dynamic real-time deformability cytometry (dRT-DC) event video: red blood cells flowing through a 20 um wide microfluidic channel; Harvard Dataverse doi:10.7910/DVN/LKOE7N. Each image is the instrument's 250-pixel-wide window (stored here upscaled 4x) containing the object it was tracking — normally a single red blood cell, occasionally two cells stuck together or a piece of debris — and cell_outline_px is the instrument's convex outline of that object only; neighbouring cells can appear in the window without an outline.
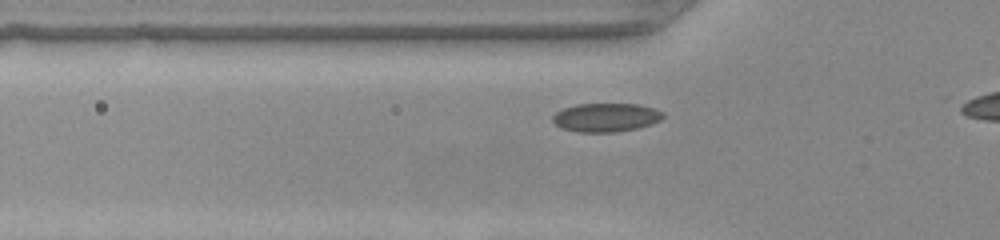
{"species": "common noctule bat (a hibernating species)", "species_latin": "Nyctalus noctula", "temperature_condition": "warm", "stored_images_in_passage": 33, "camera_frame_rate_fps": 3000, "um_per_image_px": 0.085, "animal": {"sex": "female", "body_mass_g": 22.0, "forearm_length_mm": 56.7}, "frame": {"image": 1, "passage_image": 9, "time_ms": 2.667, "image_size_px": [1000, 240], "cell_outline_px": [[664, 116], [660, 120], [652, 124], [636, 128], [616, 132], [580, 132], [560, 128], [552, 120], [552, 116], [556, 112], [564, 108], [576, 104], [636, 104], [652, 108], [664, 112]], "centroid_in_image_um": [51.49, 9.98], "position_along_channel_um": 74.3, "area_um2": 18.38}}
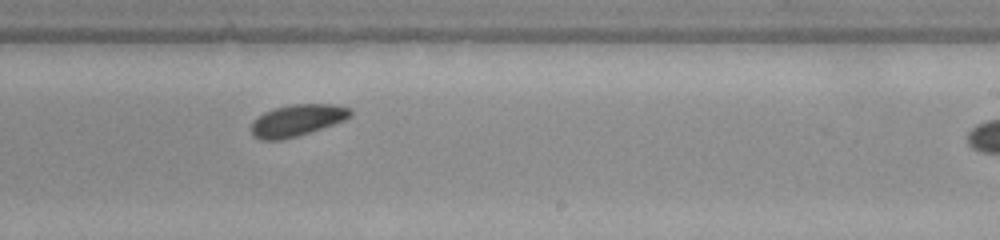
{"frame": {"image": 2, "passage_image": 23, "time_ms": 7.333, "image_size_px": [1000, 240], "cell_outline_px": [[352, 116], [344, 120], [296, 136], [280, 140], [260, 140], [252, 136], [252, 120], [264, 112], [272, 108], [292, 104], [336, 104], [352, 108]], "centroid_in_image_um": [25.24, 10.21], "position_along_channel_um": 263.8, "area_um2": 18.32}}
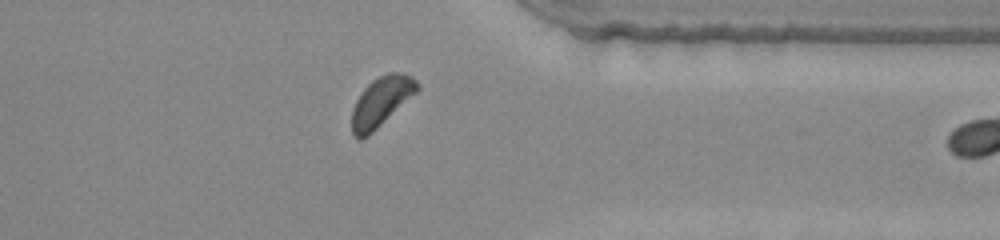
{"frame": {"image": 3, "passage_image": 32, "time_ms": 10.333, "image_size_px": [1000, 240], "cell_outline_px": [[420, 88], [416, 92], [368, 136], [360, 140], [352, 132], [352, 108], [360, 92], [372, 80], [388, 72], [400, 72], [412, 76], [420, 84]], "centroid_in_image_um": [32.39, 8.61], "position_along_channel_um": 379.0, "area_um2": 18.67}}